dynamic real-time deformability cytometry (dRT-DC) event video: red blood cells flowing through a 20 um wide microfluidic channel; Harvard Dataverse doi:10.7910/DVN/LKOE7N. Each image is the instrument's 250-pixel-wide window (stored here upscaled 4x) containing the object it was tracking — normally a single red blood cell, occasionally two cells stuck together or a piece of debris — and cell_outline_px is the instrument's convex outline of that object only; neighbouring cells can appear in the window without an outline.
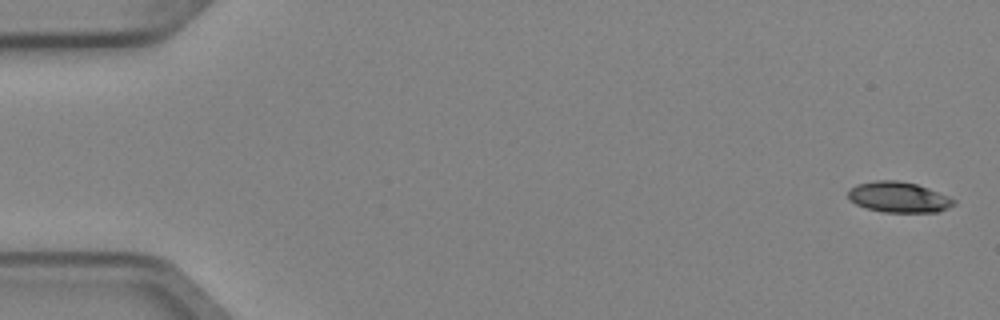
{"species": "Egyptian fruit bat (a non-hibernating species)", "species_latin": "Rousettus aegyptiacus", "temperature_condition": "cold", "stored_images_in_passage": 4, "camera_frame_rate_fps": 3000, "um_per_image_px": 0.085, "animal": {"sex": "female"}, "frame": {"image": 1, "passage_image": 1, "time_ms": 0.0, "image_size_px": [1000, 320], "cell_outline_px": [[956, 204], [948, 208], [936, 212], [884, 212], [864, 208], [848, 200], [848, 188], [856, 184], [876, 180], [900, 180], [916, 184], [928, 188], [948, 196], [956, 200]], "centroid_in_image_um": [76.35, 16.75], "position_along_channel_um": 8.7, "area_um2": 19.07}}
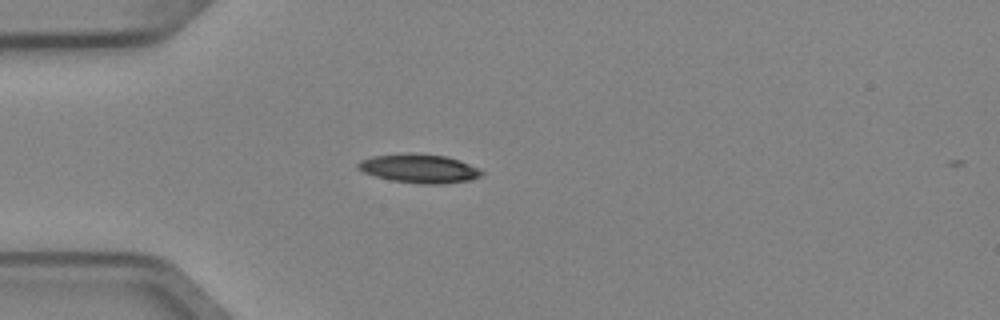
{"frame": {"image": 2, "passage_image": 4, "time_ms": 1.0, "image_size_px": [1000, 320], "cell_outline_px": [[484, 176], [472, 180], [444, 184], [420, 184], [392, 180], [376, 176], [364, 172], [356, 168], [356, 164], [360, 160], [372, 156], [412, 152], [444, 156], [460, 160], [480, 168], [484, 172]], "centroid_in_image_um": [35.68, 14.32], "position_along_channel_um": 49.3, "area_um2": 21.1}}